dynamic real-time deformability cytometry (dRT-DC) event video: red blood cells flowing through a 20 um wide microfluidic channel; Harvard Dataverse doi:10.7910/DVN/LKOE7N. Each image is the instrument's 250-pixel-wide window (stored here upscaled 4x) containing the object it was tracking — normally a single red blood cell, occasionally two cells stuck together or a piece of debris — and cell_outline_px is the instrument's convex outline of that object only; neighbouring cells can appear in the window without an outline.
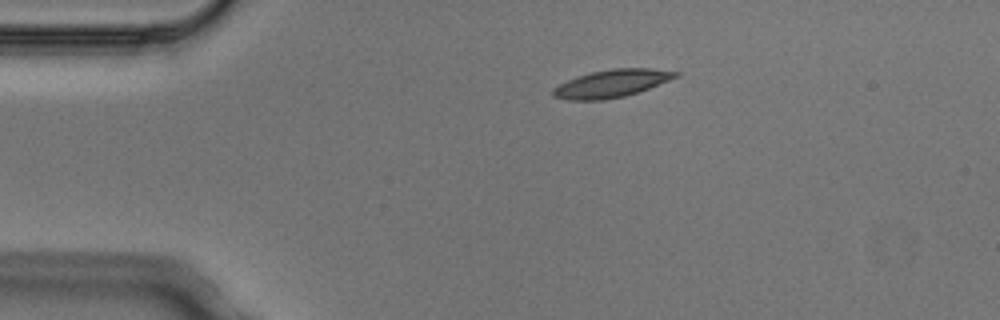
{"species": "Egyptian fruit bat (a non-hibernating species)", "species_latin": "Rousettus aegyptiacus", "temperature_condition": "cold", "stored_images_in_passage": 3, "segment_of_instrument_passage": [1, 2], "camera_frame_rate_fps": 3000, "um_per_image_px": 0.085, "animal": {"sex": "male"}, "frame": {"image": 1, "passage_image": 1, "time_ms": 0.0, "image_size_px": [1000, 320], "cell_outline_px": [[680, 76], [648, 88], [624, 96], [604, 100], [568, 100], [552, 96], [552, 88], [568, 80], [592, 72], [612, 68], [648, 68], [680, 72]], "centroid_in_image_um": [51.98, 7.1], "position_along_channel_um": 33.0, "area_um2": 19.54}}